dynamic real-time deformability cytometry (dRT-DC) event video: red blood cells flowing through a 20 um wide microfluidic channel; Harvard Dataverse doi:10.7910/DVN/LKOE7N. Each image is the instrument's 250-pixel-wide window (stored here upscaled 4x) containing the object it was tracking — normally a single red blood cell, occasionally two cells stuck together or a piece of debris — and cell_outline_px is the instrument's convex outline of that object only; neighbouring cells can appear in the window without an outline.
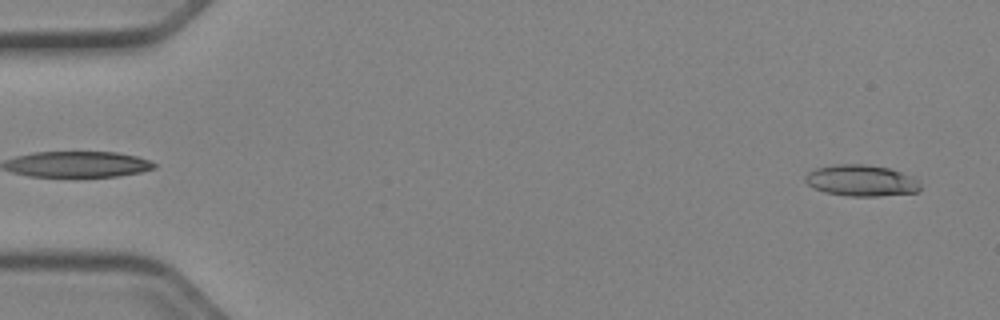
{"species": "Egyptian fruit bat (a non-hibernating species)", "species_latin": "Rousettus aegyptiacus", "temperature_condition": "cold", "stored_images_in_passage": 51, "camera_frame_rate_fps": 3000, "um_per_image_px": 0.085, "animal": {"sex": "female"}, "frame": {"image": 1, "passage_image": 2, "time_ms": 0.333, "image_size_px": [1000, 320], "cell_outline_px": [[920, 192], [880, 196], [848, 196], [824, 192], [812, 188], [804, 180], [804, 176], [808, 172], [816, 168], [836, 164], [868, 164], [888, 168], [912, 176], [920, 184]], "centroid_in_image_um": [73.19, 15.35], "position_along_channel_um": 11.8, "area_um2": 21.15}}
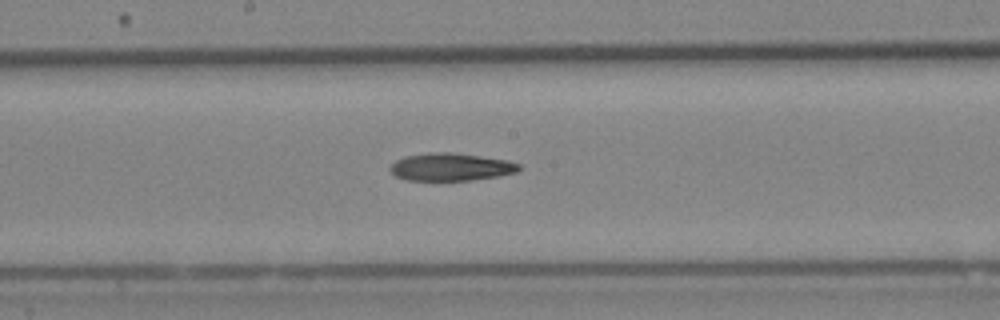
{"frame": {"image": 2, "passage_image": 27, "time_ms": 8.667, "image_size_px": [1000, 320], "cell_outline_px": [[520, 168], [516, 172], [500, 176], [472, 180], [408, 180], [396, 176], [388, 168], [396, 160], [404, 156], [432, 152], [448, 152], [480, 156], [508, 160], [520, 164]], "centroid_in_image_um": [38.33, 14.19], "position_along_channel_um": 209.9, "area_um2": 20.69}}
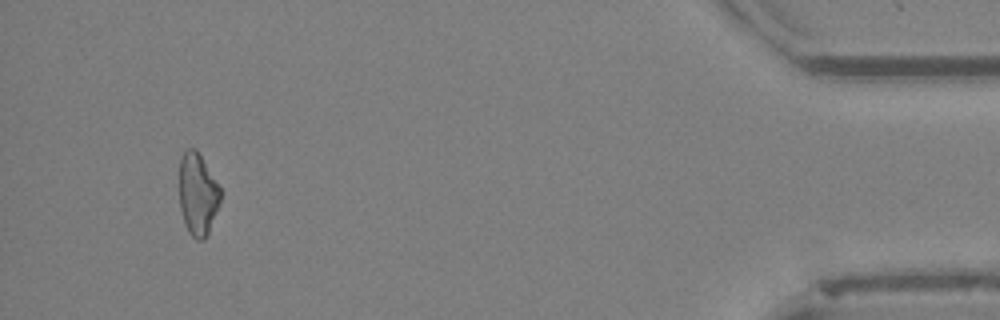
{"frame": {"image": 3, "passage_image": 48, "time_ms": 15.667, "image_size_px": [1000, 320], "cell_outline_px": [[224, 192], [208, 232], [204, 240], [196, 240], [188, 232], [184, 224], [180, 208], [180, 156], [188, 148], [196, 148]], "centroid_in_image_um": [16.82, 16.5], "position_along_channel_um": 418.4, "area_um2": 19.94}}